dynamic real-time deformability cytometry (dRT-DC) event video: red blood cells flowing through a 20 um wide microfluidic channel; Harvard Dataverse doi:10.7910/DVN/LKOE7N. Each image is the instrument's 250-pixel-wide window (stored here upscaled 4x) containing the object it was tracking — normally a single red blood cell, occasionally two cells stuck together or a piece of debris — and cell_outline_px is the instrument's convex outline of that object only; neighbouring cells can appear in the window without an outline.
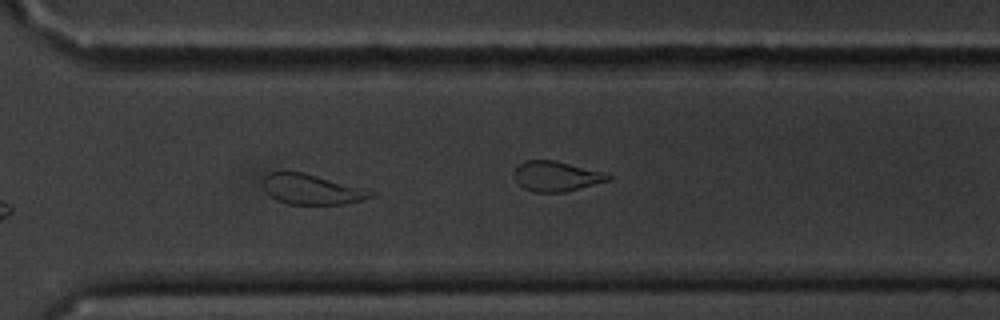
{"species": "common noctule bat (a hibernating species)", "species_latin": "Nyctalus noctula", "temperature_condition": "cold", "stored_images_in_passage": 12, "camera_frame_rate_fps": 3000, "um_per_image_px": 0.085, "animal": {"sex": "male", "body_mass_g": 20.1, "forearm_length_mm": 53.5}, "frame": {"image": 1, "passage_image": 12, "time_ms": 13.667, "image_size_px": [1000, 320], "cell_outline_px": [[376, 192], [372, 196], [360, 200], [344, 204], [288, 204], [276, 200], [264, 188], [264, 176], [268, 172], [304, 172], [364, 188]], "centroid_in_image_um": [26.5, 16.09], "position_along_channel_um": 344.1, "area_um2": 18.73}}